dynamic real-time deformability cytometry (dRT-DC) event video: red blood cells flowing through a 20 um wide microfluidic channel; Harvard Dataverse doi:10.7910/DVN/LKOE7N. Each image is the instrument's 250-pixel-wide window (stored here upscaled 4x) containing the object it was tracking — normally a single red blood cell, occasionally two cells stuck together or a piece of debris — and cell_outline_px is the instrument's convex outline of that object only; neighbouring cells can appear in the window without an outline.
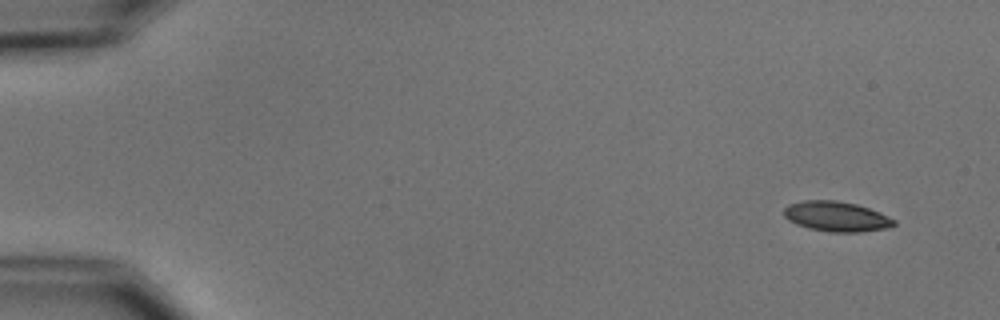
{"species": "common noctule bat (a hibernating species)", "species_latin": "Nyctalus noctula", "temperature_condition": "cold", "stored_images_in_passage": 4, "camera_frame_rate_fps": 3000, "um_per_image_px": 0.085, "animal": {"sex": "male", "body_mass_g": 15.6}, "frame": {"image": 1, "passage_image": 1, "time_ms": 0.0, "image_size_px": [1000, 320], "cell_outline_px": [[896, 224], [884, 228], [860, 232], [832, 232], [808, 228], [796, 224], [788, 220], [784, 216], [784, 208], [788, 204], [804, 200], [836, 200], [856, 204], [880, 212], [896, 220]], "centroid_in_image_um": [71.07, 18.39], "position_along_channel_um": 13.9, "area_um2": 19.25}}